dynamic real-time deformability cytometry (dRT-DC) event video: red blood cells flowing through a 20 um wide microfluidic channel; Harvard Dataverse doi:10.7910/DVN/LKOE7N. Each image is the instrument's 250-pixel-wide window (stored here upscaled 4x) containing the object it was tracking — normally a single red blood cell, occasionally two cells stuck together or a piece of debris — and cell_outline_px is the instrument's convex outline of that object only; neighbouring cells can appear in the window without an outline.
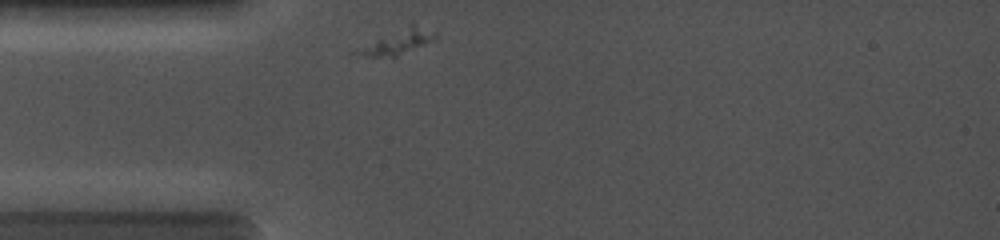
{"species": "common noctule bat (a hibernating species)", "species_latin": "Nyctalus noctula", "temperature_condition": "cold", "stored_images_in_passage": 1, "camera_frame_rate_fps": 5000, "um_per_image_px": 0.085, "animal": {"sex": "female", "body_mass_g": 19.0, "forearm_length_mm": 56.7}, "frame": {"image": 1, "passage_image": 1, "time_ms": 0.0, "image_size_px": [1000, 240], "cell_outline_px": [[436, 36], [396, 56], [348, 56], [348, 52], [408, 24], [412, 24], [436, 32]], "centroid_in_image_um": [33.57, 3.58], "position_along_channel_um": 51.4, "area_um2": 10.69}}